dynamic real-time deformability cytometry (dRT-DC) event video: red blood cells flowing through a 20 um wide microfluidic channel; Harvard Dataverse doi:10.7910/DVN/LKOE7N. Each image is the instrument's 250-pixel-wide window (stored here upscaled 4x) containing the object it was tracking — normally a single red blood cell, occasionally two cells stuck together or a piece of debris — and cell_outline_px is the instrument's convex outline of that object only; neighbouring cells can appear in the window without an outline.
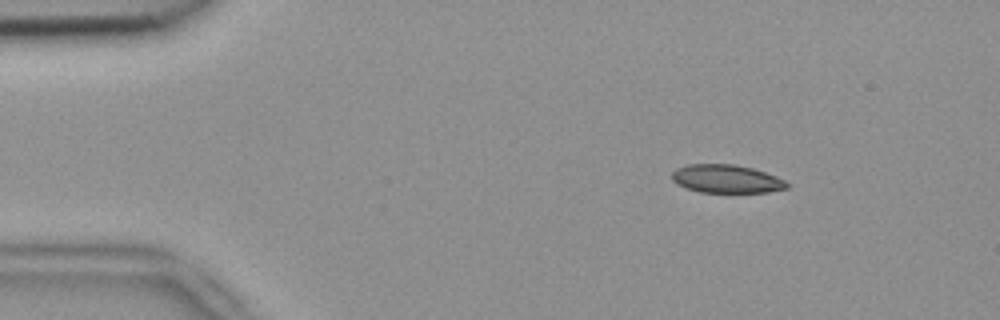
{"species": "common noctule bat (a hibernating species)", "species_latin": "Nyctalus noctula", "temperature_condition": "room temperature", "stored_images_in_passage": 52, "camera_frame_rate_fps": 3000, "um_per_image_px": 0.085, "animal": {"sex": "female", "body_mass_g": 18.4}, "frame": {"image": 1, "passage_image": 7, "time_ms": 2.0, "image_size_px": [1000, 320], "cell_outline_px": [[788, 188], [768, 192], [700, 192], [688, 188], [672, 180], [672, 172], [676, 168], [688, 164], [736, 164], [752, 168], [776, 176], [784, 180], [788, 184]], "centroid_in_image_um": [61.75, 15.19], "position_along_channel_um": 23.2, "area_um2": 18.79}}
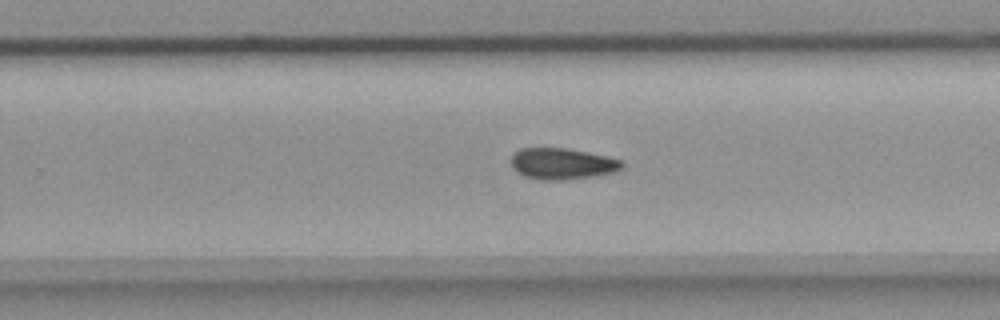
{"frame": {"image": 2, "passage_image": 33, "time_ms": 10.667, "image_size_px": [1000, 320], "cell_outline_px": [[624, 164], [616, 172], [596, 176], [564, 180], [544, 180], [524, 176], [516, 172], [512, 164], [512, 152], [520, 148], [564, 148], [588, 152], [608, 156], [620, 160]], "centroid_in_image_um": [47.78, 13.92], "position_along_channel_um": 282.0, "area_um2": 20.29}}
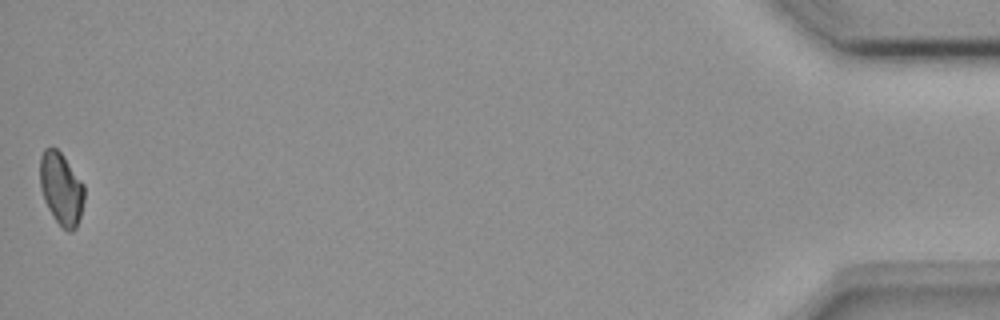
{"frame": {"image": 3, "passage_image": 52, "time_ms": 17.0, "image_size_px": [1000, 320], "cell_outline_px": [[84, 200], [80, 216], [76, 228], [72, 232], [68, 232], [52, 216], [44, 200], [40, 188], [40, 156], [44, 148], [52, 144], [64, 156], [84, 184]], "centroid_in_image_um": [5.19, 16.0], "position_along_channel_um": 430.0, "area_um2": 18.9}}